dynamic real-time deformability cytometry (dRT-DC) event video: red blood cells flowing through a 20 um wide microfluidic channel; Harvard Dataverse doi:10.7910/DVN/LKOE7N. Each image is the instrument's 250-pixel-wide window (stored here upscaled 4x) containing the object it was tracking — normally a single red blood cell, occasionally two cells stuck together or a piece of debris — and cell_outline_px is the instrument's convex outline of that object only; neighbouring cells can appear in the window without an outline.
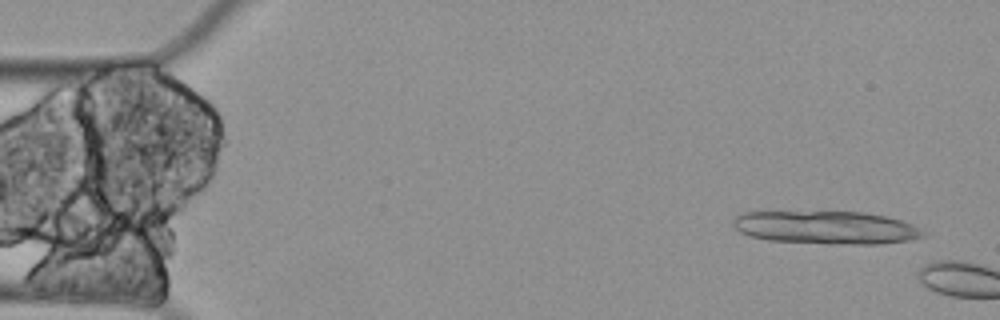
{"species": "Egyptian fruit bat (a non-hibernating species)", "species_latin": "Rousettus aegyptiacus", "temperature_condition": "cold", "stored_images_in_passage": 2, "camera_frame_rate_fps": 3000, "um_per_image_px": 0.085, "animal": {"sex": "female"}, "frame": {"image": 1, "passage_image": 1, "time_ms": 0.0, "image_size_px": [1000, 320], "cell_outline_px": [[928, 236], [908, 240], [880, 244], [828, 244], [768, 240], [748, 236], [740, 232], [732, 224], [732, 220], [736, 216], [744, 212], [864, 212], [888, 216], [912, 224], [924, 232]], "centroid_in_image_um": [70.22, 19.34], "position_along_channel_um": 14.8, "area_um2": 36.76}}